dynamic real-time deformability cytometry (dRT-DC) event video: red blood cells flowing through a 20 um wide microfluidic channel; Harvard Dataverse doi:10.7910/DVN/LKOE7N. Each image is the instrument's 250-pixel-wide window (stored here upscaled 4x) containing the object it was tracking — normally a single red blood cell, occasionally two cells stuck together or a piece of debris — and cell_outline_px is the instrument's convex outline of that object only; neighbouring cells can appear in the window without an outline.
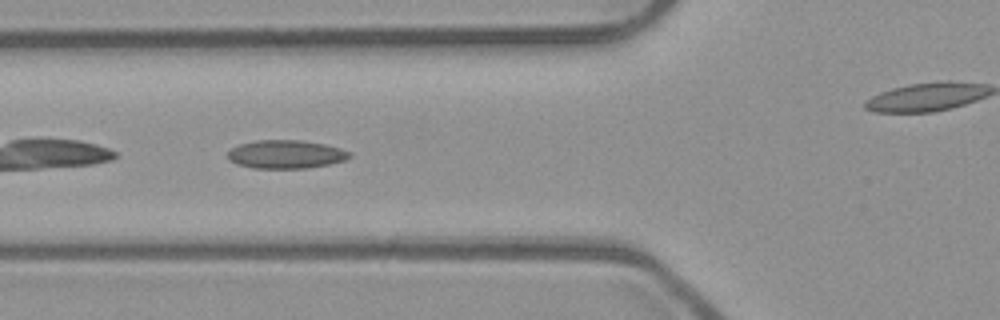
{"species": "common noctule bat (a hibernating species)", "species_latin": "Nyctalus noctula", "temperature_condition": "room temperature", "stored_images_in_passage": 23, "camera_frame_rate_fps": 3000, "um_per_image_px": 0.085, "animal": {"sex": "male", "body_mass_g": 23.1, "forearm_length_mm": 52.7}, "frame": {"image": 1, "passage_image": 4, "time_ms": 1.0, "image_size_px": [1000, 320], "cell_outline_px": [[352, 156], [344, 160], [328, 164], [308, 168], [252, 168], [236, 164], [228, 156], [228, 152], [232, 148], [240, 144], [256, 140], [300, 140], [324, 144], [340, 148], [352, 152]], "centroid_in_image_um": [24.32, 13.11], "position_along_channel_um": 101.5, "area_um2": 20.06}}
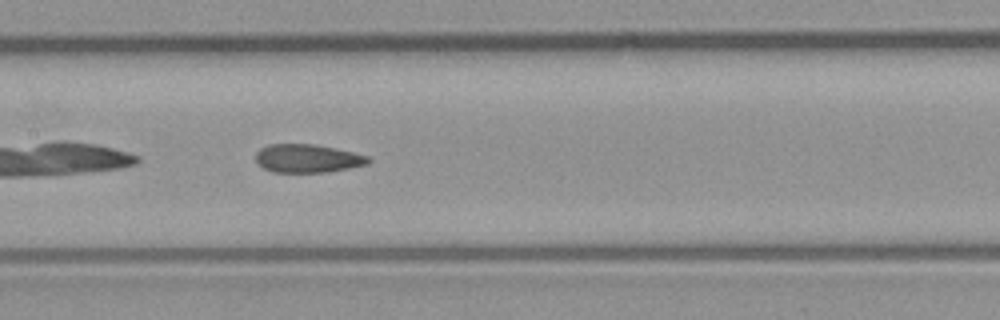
{"frame": {"image": 2, "passage_image": 10, "time_ms": 3.0, "image_size_px": [1000, 320], "cell_outline_px": [[372, 160], [368, 164], [328, 172], [272, 172], [264, 168], [256, 160], [256, 152], [260, 148], [268, 144], [312, 144], [352, 152], [368, 156]], "centroid_in_image_um": [26.13, 13.47], "position_along_channel_um": 181.3, "area_um2": 18.44}}
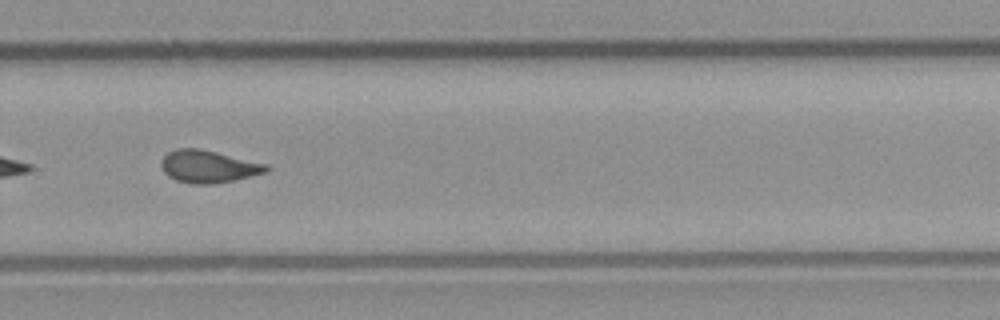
{"frame": {"image": 3, "passage_image": 20, "time_ms": 6.333, "image_size_px": [1000, 320], "cell_outline_px": [[268, 172], [252, 176], [212, 184], [192, 184], [176, 180], [168, 176], [164, 172], [160, 164], [164, 156], [168, 152], [176, 148], [200, 148], [268, 164]], "centroid_in_image_um": [17.7, 14.15], "position_along_channel_um": 312.1, "area_um2": 19.88}}